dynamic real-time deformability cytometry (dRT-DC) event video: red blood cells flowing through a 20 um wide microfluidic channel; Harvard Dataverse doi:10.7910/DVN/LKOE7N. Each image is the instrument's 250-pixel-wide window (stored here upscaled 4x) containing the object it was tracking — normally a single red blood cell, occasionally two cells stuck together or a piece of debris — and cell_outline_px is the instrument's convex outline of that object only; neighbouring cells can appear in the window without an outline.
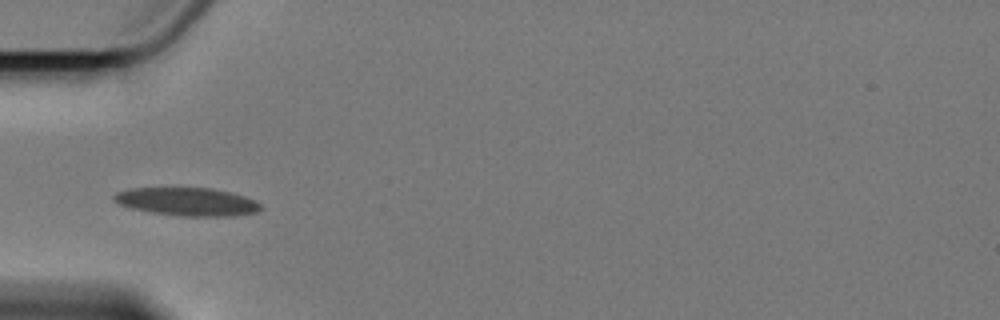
{"species": "Egyptian fruit bat (a non-hibernating species)", "species_latin": "Rousettus aegyptiacus", "temperature_condition": "cold", "stored_images_in_passage": 4, "camera_frame_rate_fps": 3000, "um_per_image_px": 0.085, "animal": {"sex": "female"}, "frame": {"image": 1, "passage_image": 4, "time_ms": 3.667, "image_size_px": [1000, 320], "cell_outline_px": [[264, 208], [260, 212], [232, 216], [176, 216], [148, 212], [132, 208], [120, 204], [112, 200], [112, 196], [116, 192], [128, 188], [212, 188], [244, 196], [260, 204]], "centroid_in_image_um": [15.89, 17.15], "position_along_channel_um": 69.1, "area_um2": 24.22}}